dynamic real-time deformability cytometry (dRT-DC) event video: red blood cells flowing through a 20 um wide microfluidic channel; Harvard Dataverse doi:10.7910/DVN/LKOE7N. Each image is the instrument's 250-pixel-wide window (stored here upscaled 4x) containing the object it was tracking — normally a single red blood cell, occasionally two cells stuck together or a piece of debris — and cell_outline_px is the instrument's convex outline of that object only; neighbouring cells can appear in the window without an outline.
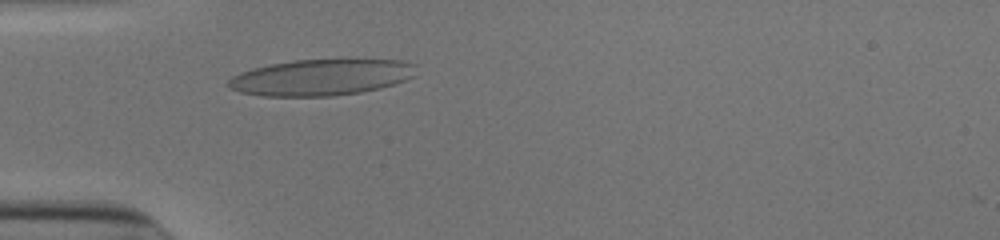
{"species": "human", "species_latin": "Homo sapiens", "temperature_condition": "cold", "stored_images_in_passage": 27, "camera_frame_rate_fps": 3000, "um_per_image_px": 0.085, "donor": {"sex": "male"}, "frame": {"image": 1, "passage_image": 1, "time_ms": 0.0, "image_size_px": [1000, 240], "cell_outline_px": [[416, 76], [380, 88], [360, 92], [332, 96], [260, 96], [240, 92], [228, 88], [228, 80], [232, 76], [240, 72], [252, 68], [268, 64], [296, 60], [352, 56], [404, 60], [416, 64]], "centroid_in_image_um": [27.37, 6.51], "position_along_channel_um": 57.6, "area_um2": 41.27}}
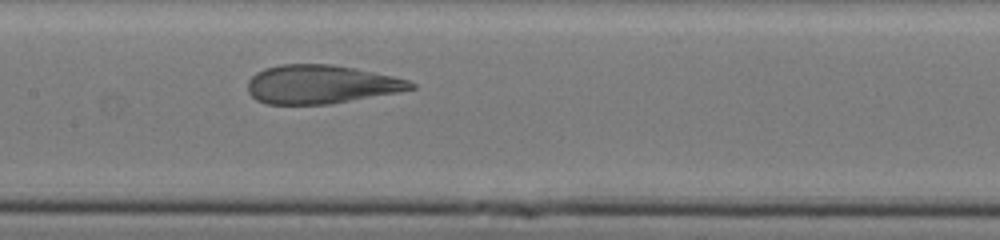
{"frame": {"image": 2, "passage_image": 11, "time_ms": 3.333, "image_size_px": [1000, 240], "cell_outline_px": [[416, 88], [400, 92], [332, 104], [268, 104], [256, 100], [248, 92], [248, 80], [256, 72], [264, 68], [280, 64], [332, 64], [356, 68], [392, 76], [408, 80], [416, 84]], "centroid_in_image_um": [27.29, 7.17], "position_along_channel_um": 180.1, "area_um2": 36.99}}
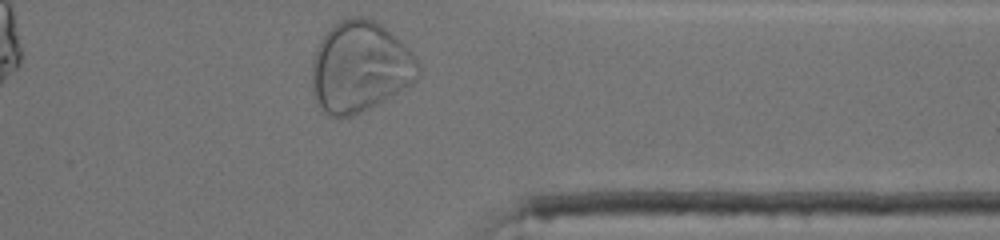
{"frame": {"image": 3, "passage_image": 27, "time_ms": 8.667, "image_size_px": [1000, 240], "cell_outline_px": [[420, 76], [408, 88], [352, 116], [328, 116], [316, 104], [312, 92], [312, 60], [316, 48], [332, 24], [348, 16], [360, 16], [372, 20], [380, 24], [400, 40], [416, 56], [420, 64]], "centroid_in_image_um": [30.6, 5.69], "position_along_channel_um": 380.8, "area_um2": 56.7}}